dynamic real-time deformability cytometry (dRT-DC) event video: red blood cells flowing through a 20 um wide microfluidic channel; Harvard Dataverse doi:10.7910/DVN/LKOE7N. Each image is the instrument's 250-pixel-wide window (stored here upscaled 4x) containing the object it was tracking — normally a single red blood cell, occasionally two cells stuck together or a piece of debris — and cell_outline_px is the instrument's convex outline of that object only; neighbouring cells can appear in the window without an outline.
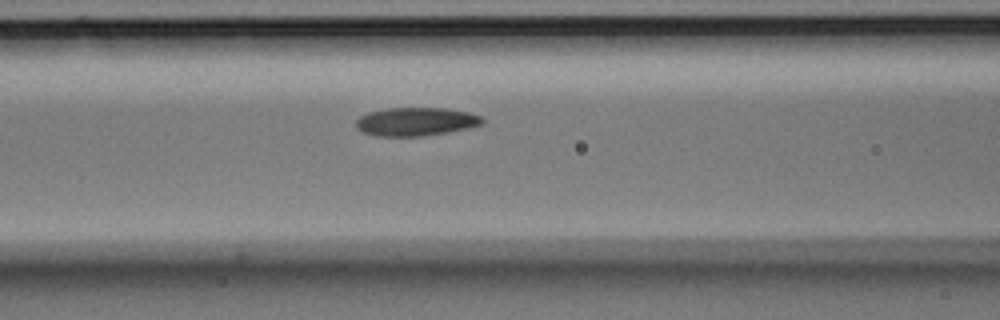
{"species": "Egyptian fruit bat (a non-hibernating species)", "species_latin": "Rousettus aegyptiacus", "temperature_condition": "room temperature", "stored_images_in_passage": 5, "camera_frame_rate_fps": 3000, "um_per_image_px": 0.085, "animal": {"sex": "male"}, "frame": {"image": 1, "passage_image": 5, "time_ms": 1.333, "image_size_px": [1000, 320], "cell_outline_px": [[484, 124], [468, 128], [448, 132], [424, 136], [376, 136], [364, 132], [356, 128], [356, 120], [360, 116], [368, 112], [388, 108], [444, 108], [468, 112], [484, 116]], "centroid_in_image_um": [35.38, 10.34], "position_along_channel_um": 131.2, "area_um2": 21.04}}